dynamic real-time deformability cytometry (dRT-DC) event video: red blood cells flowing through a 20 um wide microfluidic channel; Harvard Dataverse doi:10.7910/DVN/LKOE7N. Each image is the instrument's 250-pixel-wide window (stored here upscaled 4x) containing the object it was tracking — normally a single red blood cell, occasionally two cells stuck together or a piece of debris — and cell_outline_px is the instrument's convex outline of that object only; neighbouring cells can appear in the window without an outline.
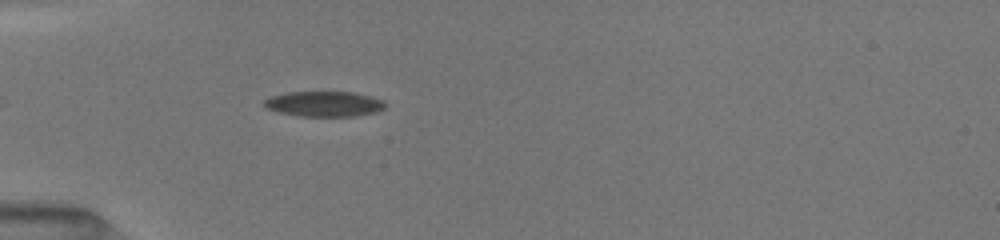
{"species": "common noctule bat (a hibernating species)", "species_latin": "Nyctalus noctula", "temperature_condition": "room temperature", "stored_images_in_passage": 39, "camera_frame_rate_fps": 3000, "um_per_image_px": 0.085, "animal": {"sex": "female", "body_mass_g": 19.5, "forearm_length_mm": 54.1}, "frame": {"image": 1, "passage_image": 5, "time_ms": 1.0, "image_size_px": [1000, 240], "cell_outline_px": [[388, 104], [384, 108], [376, 112], [356, 116], [300, 116], [280, 112], [264, 108], [264, 100], [272, 96], [288, 92], [352, 92], [372, 96], [384, 100]], "centroid_in_image_um": [27.6, 8.83], "position_along_channel_um": 57.4, "area_um2": 17.92}}
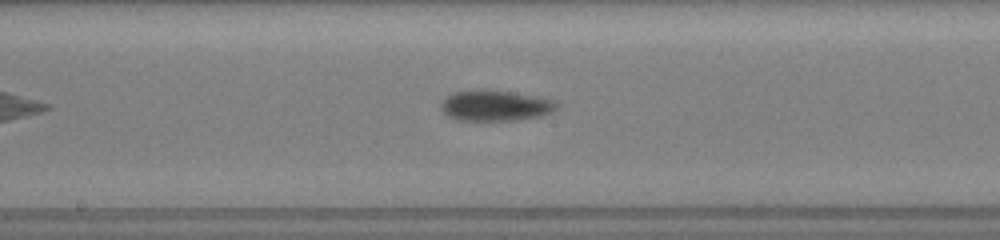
{"frame": {"image": 2, "passage_image": 18, "time_ms": 5.0, "image_size_px": [1000, 240], "cell_outline_px": [[556, 108], [540, 116], [512, 120], [460, 120], [448, 116], [440, 108], [440, 100], [456, 92], [476, 88], [484, 88], [540, 96], [556, 100]], "centroid_in_image_um": [42.06, 8.94], "position_along_channel_um": 206.1, "area_um2": 20.87}}
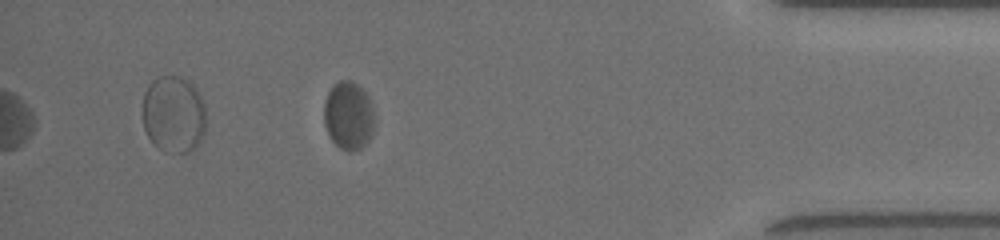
{"frame": {"image": 3, "passage_image": 39, "time_ms": 11.0, "image_size_px": [1000, 240], "cell_outline_px": [[376, 120], [372, 136], [360, 148], [348, 152], [340, 148], [332, 140], [324, 124], [324, 100], [332, 84], [340, 80], [348, 80], [356, 84], [368, 96], [372, 104], [376, 116]], "centroid_in_image_um": [29.64, 9.82], "position_along_channel_um": 405.6, "area_um2": 20.35}, "authors_computed_cell_mechanics": {"area_um2": 19.8832, "velocity_mm_per_s": 3.9572, "shape_relaxation_time_tau1_ms": 3.3047, "shape_relaxation_time_tau2_ms": null, "deformation_change_tau1": 0.0694, "deformation_change_tau2": null}}